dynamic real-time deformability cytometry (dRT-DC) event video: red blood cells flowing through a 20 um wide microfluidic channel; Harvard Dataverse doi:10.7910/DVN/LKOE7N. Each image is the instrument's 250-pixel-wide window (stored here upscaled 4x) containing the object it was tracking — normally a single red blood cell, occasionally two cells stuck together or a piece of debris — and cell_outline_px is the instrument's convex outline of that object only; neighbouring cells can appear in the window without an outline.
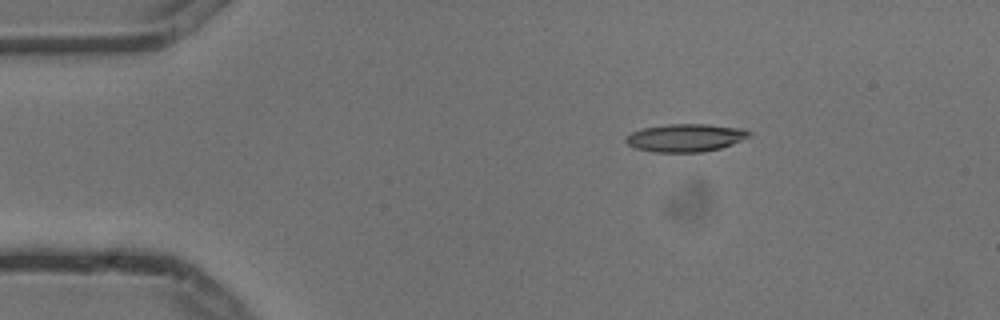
{"species": "common noctule bat (a hibernating species)", "species_latin": "Nyctalus noctula", "temperature_condition": "cold", "stored_images_in_passage": 4, "camera_frame_rate_fps": 3000, "um_per_image_px": 0.085, "animal": {"sex": "male", "body_mass_g": 13.3}, "frame": {"image": 1, "passage_image": 2, "time_ms": 0.333, "image_size_px": [1000, 320], "cell_outline_px": [[752, 136], [744, 140], [720, 148], [704, 152], [652, 152], [636, 148], [628, 144], [624, 140], [624, 136], [632, 132], [644, 128], [668, 124], [708, 124], [744, 128], [752, 132]], "centroid_in_image_um": [58.31, 11.71], "position_along_channel_um": 26.7, "area_um2": 20.29}}